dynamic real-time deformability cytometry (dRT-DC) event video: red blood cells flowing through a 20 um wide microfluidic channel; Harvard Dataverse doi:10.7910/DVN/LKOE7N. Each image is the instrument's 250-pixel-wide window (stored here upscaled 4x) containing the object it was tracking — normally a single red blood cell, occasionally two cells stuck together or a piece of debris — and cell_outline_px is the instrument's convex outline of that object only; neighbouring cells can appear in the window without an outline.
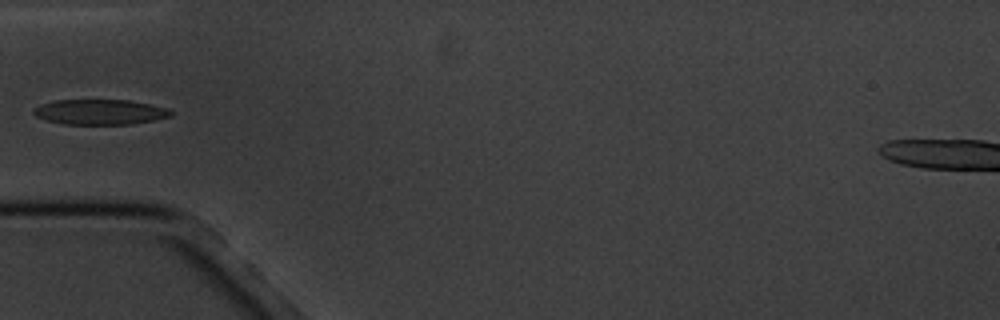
{"species": "common noctule bat (a hibernating species)", "species_latin": "Nyctalus noctula", "temperature_condition": "cold", "stored_images_in_passage": 5, "camera_frame_rate_fps": 3000, "um_per_image_px": 0.085, "animal": {"sex": "male", "body_mass_g": 20.1, "forearm_length_mm": 53.5}, "frame": {"image": 1, "passage_image": 5, "time_ms": 4.667, "image_size_px": [1000, 320], "cell_outline_px": [[172, 116], [132, 124], [60, 124], [44, 120], [36, 116], [32, 112], [40, 104], [56, 100], [132, 100], [152, 104], [168, 108], [172, 112]], "centroid_in_image_um": [8.5, 9.52], "position_along_channel_um": 76.5, "area_um2": 20.29}}